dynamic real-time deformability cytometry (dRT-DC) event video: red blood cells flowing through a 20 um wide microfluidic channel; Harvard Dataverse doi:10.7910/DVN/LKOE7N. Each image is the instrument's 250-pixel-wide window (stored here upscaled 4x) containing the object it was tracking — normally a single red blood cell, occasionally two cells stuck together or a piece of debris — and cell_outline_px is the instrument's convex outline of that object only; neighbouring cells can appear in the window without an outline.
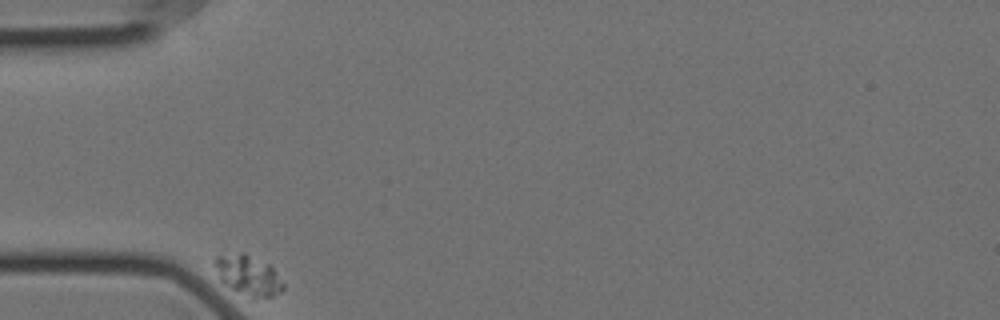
{"species": "Egyptian fruit bat (a non-hibernating species)", "species_latin": "Rousettus aegyptiacus", "temperature_condition": "cold", "stored_images_in_passage": 39, "camera_frame_rate_fps": 3000, "um_per_image_px": 0.085, "animal": {"sex": "female"}, "frame": {"image": 1, "passage_image": 1, "time_ms": 0.0, "image_size_px": [1000, 320], "cell_outline_px": [[284, 288], [280, 292], [272, 296], [252, 300], [224, 284], [220, 280], [212, 264], [212, 260], [216, 256], [240, 252], [244, 252], [272, 264], [284, 284]], "centroid_in_image_um": [21.09, 23.39], "position_along_channel_um": 63.9, "area_um2": 16.65}}
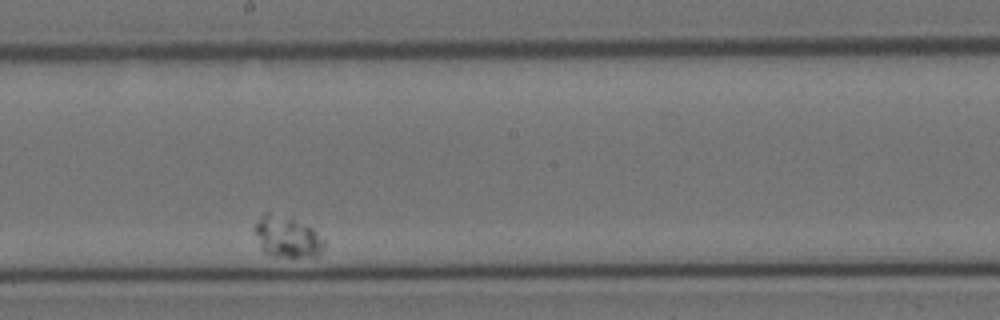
{"frame": {"image": 2, "passage_image": 23, "time_ms": 7.333, "image_size_px": [1000, 320], "cell_outline_px": [[324, 248], [316, 256], [272, 256], [264, 252], [260, 244], [256, 232], [256, 224], [264, 212], [268, 212], [292, 220], [312, 228], [324, 240]], "centroid_in_image_um": [24.42, 20.16], "position_along_channel_um": 223.8, "area_um2": 15.84}}
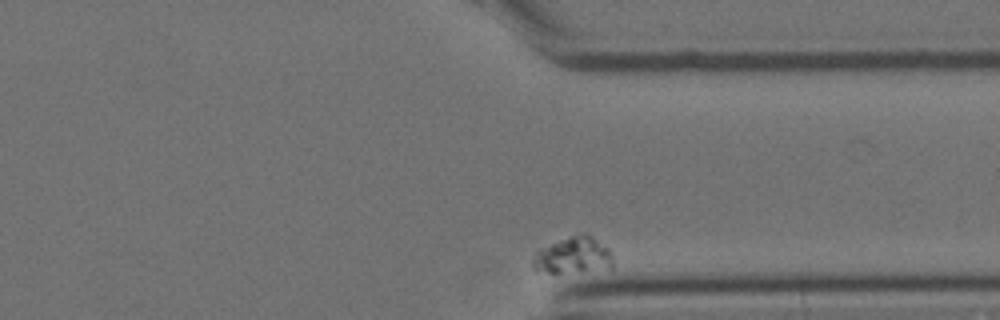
{"frame": {"image": 3, "passage_image": 39, "time_ms": 12.667, "image_size_px": [1000, 320], "cell_outline_px": [[612, 268], [580, 272], [536, 272], [532, 268], [532, 260], [536, 252], [540, 248], [560, 240], [584, 232], [588, 232], [608, 248], [612, 256]], "centroid_in_image_um": [48.72, 21.72], "position_along_channel_um": 362.7, "area_um2": 17.22}}